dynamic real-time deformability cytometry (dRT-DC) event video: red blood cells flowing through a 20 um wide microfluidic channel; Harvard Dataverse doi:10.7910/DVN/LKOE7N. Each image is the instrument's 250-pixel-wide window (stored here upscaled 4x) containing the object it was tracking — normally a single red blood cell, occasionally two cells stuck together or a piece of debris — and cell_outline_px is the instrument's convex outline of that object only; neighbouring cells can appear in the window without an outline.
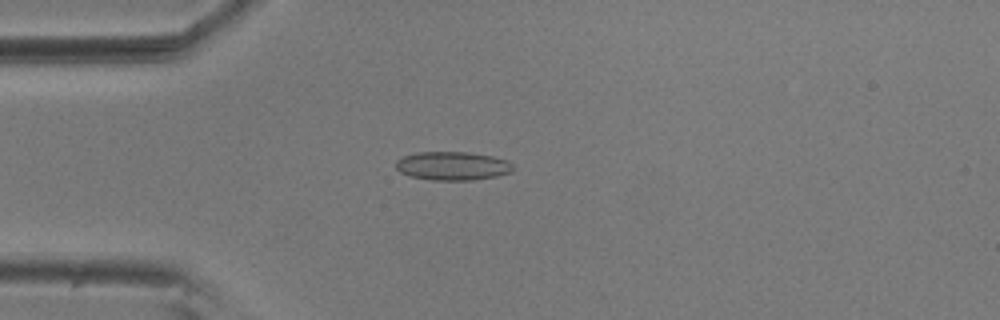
{"species": "common noctule bat (a hibernating species)", "species_latin": "Nyctalus noctula", "temperature_condition": "room temperature", "stored_images_in_passage": 43, "camera_frame_rate_fps": 3000, "um_per_image_px": 0.085, "animal": {"sex": "male", "body_mass_g": 20.5, "forearm_length_mm": 52.5}, "frame": {"image": 1, "passage_image": 2, "time_ms": 0.333, "image_size_px": [1000, 320], "cell_outline_px": [[512, 172], [496, 176], [472, 180], [432, 180], [408, 176], [400, 172], [396, 168], [396, 160], [404, 156], [416, 152], [468, 152], [492, 156], [508, 160], [512, 164]], "centroid_in_image_um": [38.45, 14.1], "position_along_channel_um": 46.6, "area_um2": 19.59}}
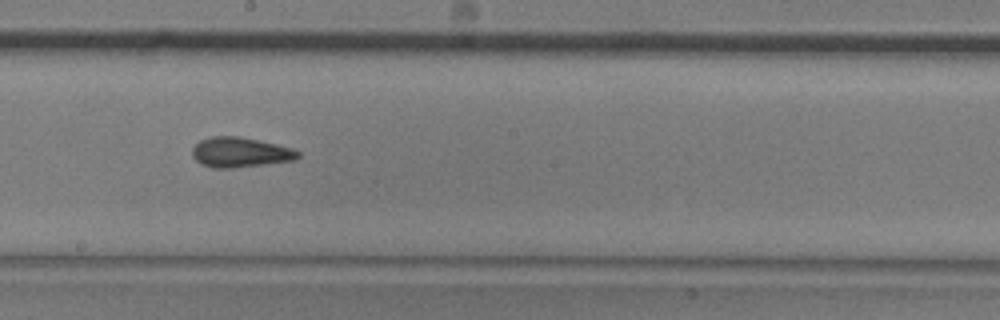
{"frame": {"image": 2, "passage_image": 18, "time_ms": 5.667, "image_size_px": [1000, 320], "cell_outline_px": [[300, 156], [296, 160], [232, 168], [212, 168], [200, 164], [192, 156], [192, 148], [200, 140], [212, 136], [240, 136], [276, 144], [292, 148], [300, 152]], "centroid_in_image_um": [20.4, 12.95], "position_along_channel_um": 227.8, "area_um2": 18.55}}
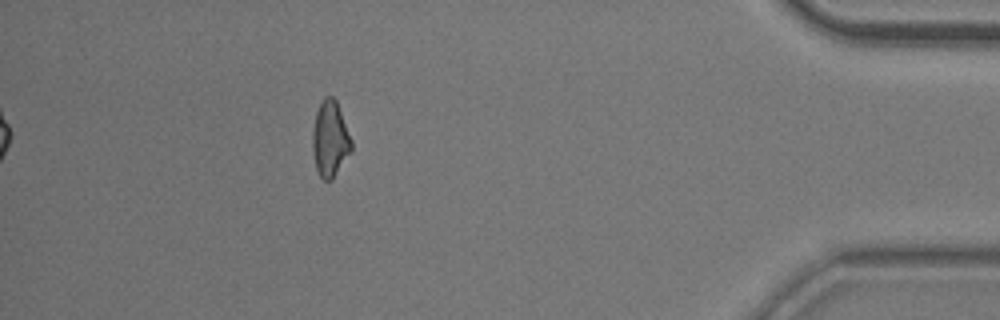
{"frame": {"image": 3, "passage_image": 37, "time_ms": 12.0, "image_size_px": [1000, 320], "cell_outline_px": [[352, 148], [332, 180], [324, 180], [320, 176], [316, 168], [312, 152], [312, 128], [316, 112], [324, 96], [332, 96], [336, 100], [352, 140]], "centroid_in_image_um": [28.04, 11.8], "position_along_channel_um": 407.2, "area_um2": 17.11}, "authors_computed_cell_mechanics": {"area_um2": 17.7446, "velocity_mm_per_s": 3.6468, "shape_relaxation_time_tau1_ms": 6.047, "shape_relaxation_time_tau2_ms": 2.4398, "deformation_change_tau1": 0.1254, "deformation_change_tau2": 0.0923}}